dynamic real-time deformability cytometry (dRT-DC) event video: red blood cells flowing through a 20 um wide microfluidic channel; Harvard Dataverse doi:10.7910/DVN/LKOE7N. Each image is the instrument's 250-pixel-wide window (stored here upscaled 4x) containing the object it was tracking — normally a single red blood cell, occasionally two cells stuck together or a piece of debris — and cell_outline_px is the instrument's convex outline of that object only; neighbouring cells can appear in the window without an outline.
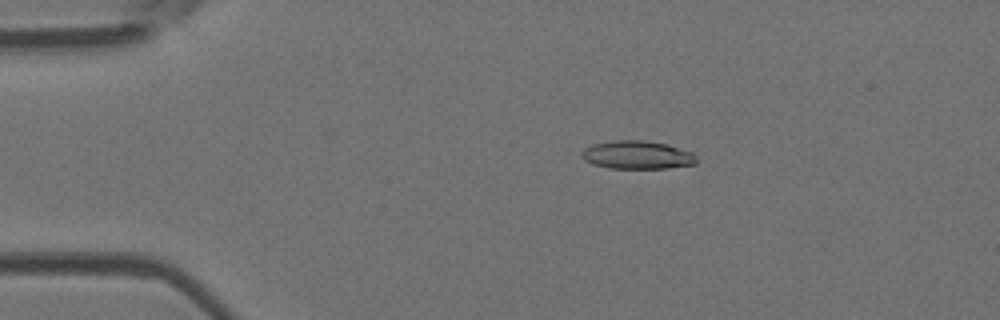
{"species": "Egyptian fruit bat (a non-hibernating species)", "species_latin": "Rousettus aegyptiacus", "temperature_condition": "room temperature", "stored_images_in_passage": 52, "camera_frame_rate_fps": 3000, "um_per_image_px": 0.085, "animal": {"sex": "female"}, "frame": {"image": 1, "passage_image": 10, "time_ms": 3.0, "image_size_px": [1000, 320], "cell_outline_px": [[696, 164], [668, 168], [608, 168], [592, 164], [584, 160], [580, 156], [580, 152], [584, 148], [592, 144], [612, 140], [644, 140], [668, 144], [692, 152], [696, 156]], "centroid_in_image_um": [54.13, 13.16], "position_along_channel_um": 30.9, "area_um2": 19.13}}
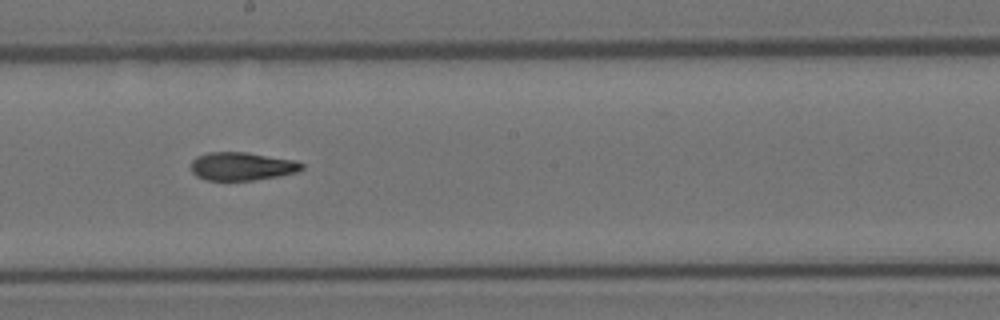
{"frame": {"image": 2, "passage_image": 29, "time_ms": 9.333, "image_size_px": [1000, 320], "cell_outline_px": [[304, 168], [296, 172], [280, 176], [252, 180], [204, 180], [196, 176], [192, 172], [192, 160], [196, 156], [208, 152], [248, 152], [296, 160], [304, 164]], "centroid_in_image_um": [20.57, 14.13], "position_along_channel_um": 227.6, "area_um2": 18.38}}
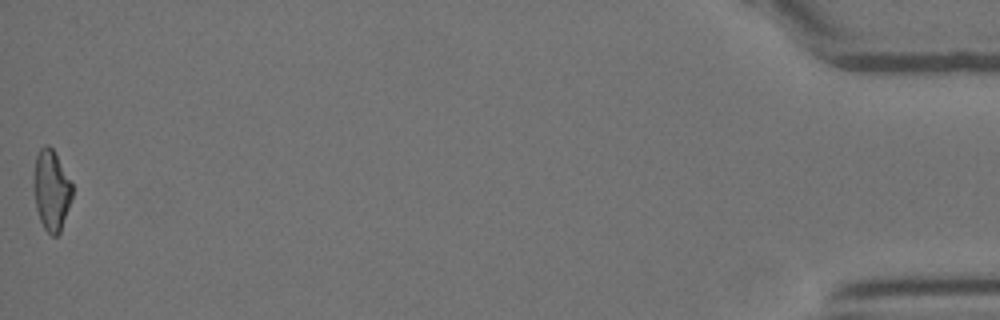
{"frame": {"image": 3, "passage_image": 52, "time_ms": 17.0, "image_size_px": [1000, 320], "cell_outline_px": [[72, 196], [60, 232], [56, 236], [52, 236], [44, 228], [40, 220], [36, 208], [32, 188], [32, 184], [36, 156], [40, 148], [44, 144], [48, 144], [52, 148], [72, 184]], "centroid_in_image_um": [4.33, 16.16], "position_along_channel_um": 430.9, "area_um2": 18.03}, "authors_computed_cell_mechanics": {"area_um2": 18.5827, "velocity_mm_per_s": 3.92, "shape_relaxation_time_tau1_ms": 10.1483, "shape_relaxation_time_tau2_ms": 3.4757, "deformation_change_tau1": 0.2773, "deformation_change_tau2": 0.1241}}